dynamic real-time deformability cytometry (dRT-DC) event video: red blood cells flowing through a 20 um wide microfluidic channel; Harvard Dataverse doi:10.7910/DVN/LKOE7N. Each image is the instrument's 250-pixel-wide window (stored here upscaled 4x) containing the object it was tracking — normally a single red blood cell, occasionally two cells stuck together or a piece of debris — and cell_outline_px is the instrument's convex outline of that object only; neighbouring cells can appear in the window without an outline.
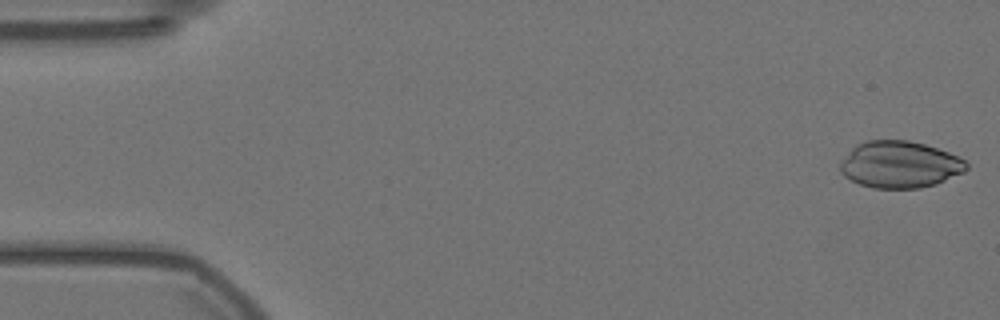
{"species": "Egyptian fruit bat (a non-hibernating species)", "species_latin": "Rousettus aegyptiacus", "temperature_condition": "warm", "stored_images_in_passage": 56, "camera_frame_rate_fps": 3000, "um_per_image_px": 0.085, "animal": {"sex": "female"}, "frame": {"image": 1, "passage_image": 1, "time_ms": 0.0, "image_size_px": [1000, 320], "cell_outline_px": [[968, 168], [964, 172], [936, 184], [920, 188], [872, 188], [860, 184], [844, 176], [840, 172], [840, 164], [852, 148], [856, 144], [868, 140], [908, 140], [924, 144], [948, 152], [964, 160], [968, 164]], "centroid_in_image_um": [76.48, 13.99], "position_along_channel_um": 8.5, "area_um2": 34.28}}
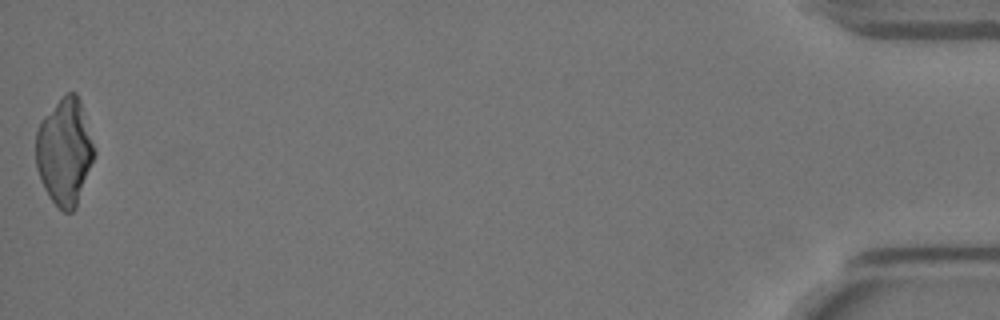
{"frame": {"image": 2, "passage_image": 56, "time_ms": 18.333, "image_size_px": [1000, 320], "cell_outline_px": [[96, 152], [76, 208], [72, 212], [64, 212], [48, 196], [40, 180], [36, 168], [36, 132], [40, 120], [68, 92], [76, 92], [80, 100]], "centroid_in_image_um": [5.48, 12.92], "position_along_channel_um": 429.7, "area_um2": 36.07}}